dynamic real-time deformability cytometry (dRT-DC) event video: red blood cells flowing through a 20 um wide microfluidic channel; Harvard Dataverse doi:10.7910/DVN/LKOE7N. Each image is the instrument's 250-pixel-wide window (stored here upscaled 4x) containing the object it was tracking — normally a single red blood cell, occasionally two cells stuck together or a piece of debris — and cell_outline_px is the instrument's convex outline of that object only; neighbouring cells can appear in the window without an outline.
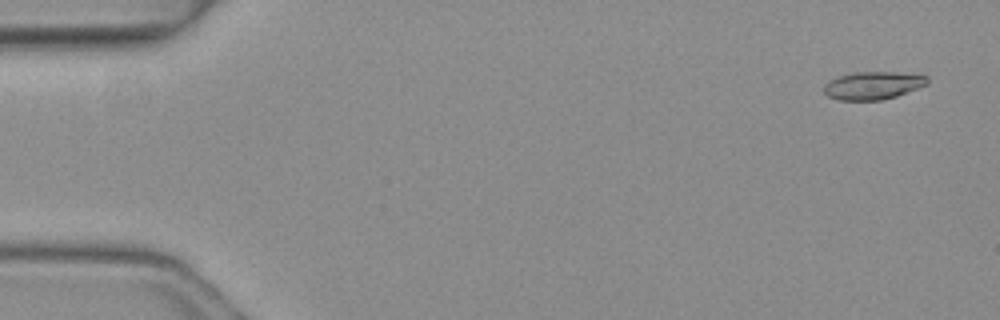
{"species": "common noctule bat (a hibernating species)", "species_latin": "Nyctalus noctula", "temperature_condition": "warm", "stored_images_in_passage": 4, "camera_frame_rate_fps": 3000, "um_per_image_px": 0.085, "animal": {"sex": "female", "body_mass_g": 19.3, "forearm_length_mm": 54.1}, "frame": {"image": 1, "passage_image": 1, "time_ms": 0.0, "image_size_px": [1000, 320], "cell_outline_px": [[928, 84], [896, 96], [880, 100], [840, 100], [828, 96], [824, 92], [824, 84], [828, 80], [852, 72], [896, 72], [928, 76]], "centroid_in_image_um": [74.18, 7.26], "position_along_channel_um": 10.8, "area_um2": 16.7}}
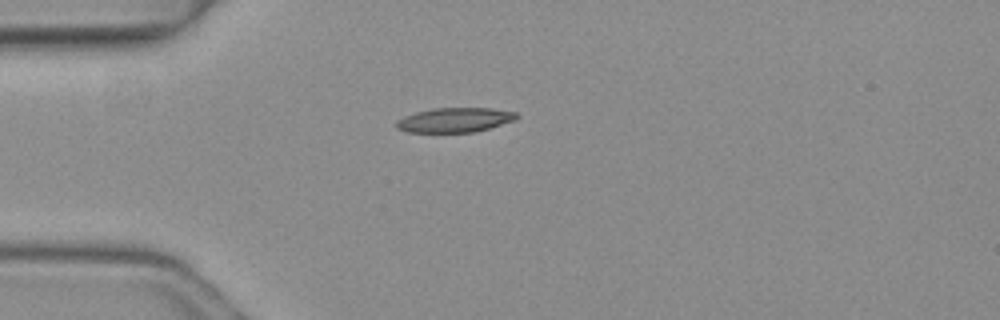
{"frame": {"image": 2, "passage_image": 4, "time_ms": 1.0, "image_size_px": [1000, 320], "cell_outline_px": [[520, 116], [516, 120], [476, 132], [408, 132], [396, 128], [396, 120], [404, 116], [416, 112], [432, 108], [492, 108], [516, 112]], "centroid_in_image_um": [38.67, 10.19], "position_along_channel_um": 46.3, "area_um2": 17.34}}